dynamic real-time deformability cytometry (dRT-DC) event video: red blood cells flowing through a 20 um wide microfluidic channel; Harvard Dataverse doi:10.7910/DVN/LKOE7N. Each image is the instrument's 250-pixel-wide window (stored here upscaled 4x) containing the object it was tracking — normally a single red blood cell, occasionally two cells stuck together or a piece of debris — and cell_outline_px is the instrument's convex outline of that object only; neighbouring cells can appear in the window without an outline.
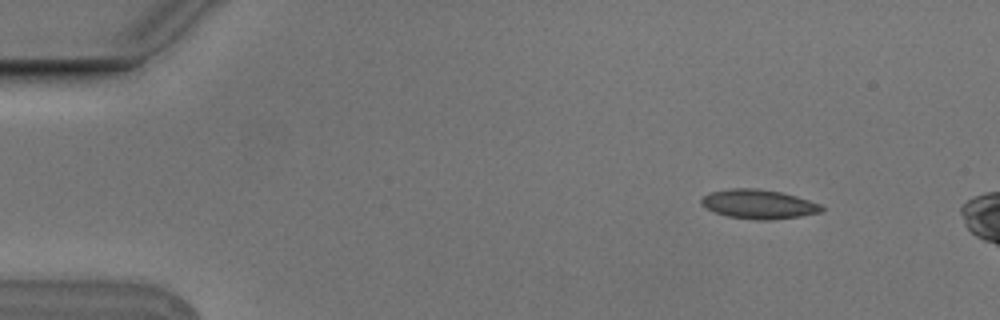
{"species": "Egyptian fruit bat (a non-hibernating species)", "species_latin": "Rousettus aegyptiacus", "temperature_condition": "cold", "stored_images_in_passage": 4, "camera_frame_rate_fps": 3000, "um_per_image_px": 0.085, "animal": {"sex": "male"}, "frame": {"image": 1, "passage_image": 1, "time_ms": 0.0, "image_size_px": [1000, 320], "cell_outline_px": [[824, 208], [820, 212], [800, 216], [772, 220], [756, 220], [728, 216], [716, 212], [700, 204], [700, 200], [708, 192], [732, 188], [756, 188], [780, 192], [796, 196], [820, 204]], "centroid_in_image_um": [64.46, 17.35], "position_along_channel_um": 20.5, "area_um2": 20.35}}